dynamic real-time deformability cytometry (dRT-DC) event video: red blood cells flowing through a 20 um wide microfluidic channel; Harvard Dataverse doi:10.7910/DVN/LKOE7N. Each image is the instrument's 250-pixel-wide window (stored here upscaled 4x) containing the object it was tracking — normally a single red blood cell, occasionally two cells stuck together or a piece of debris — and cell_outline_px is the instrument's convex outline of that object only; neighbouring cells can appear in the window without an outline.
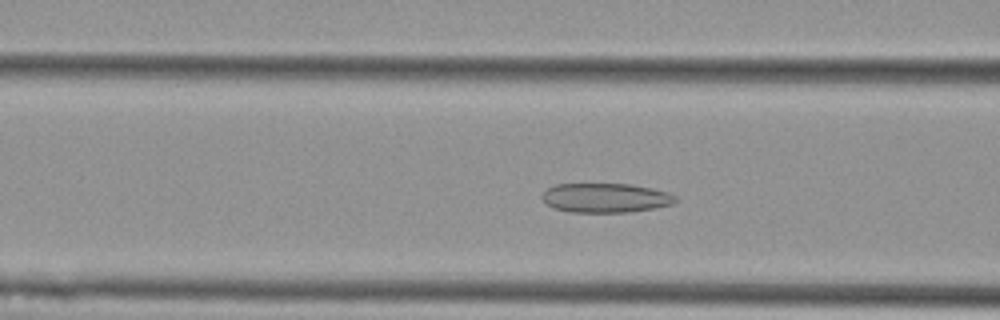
{"species": "Egyptian fruit bat (a non-hibernating species)", "species_latin": "Rousettus aegyptiacus", "temperature_condition": "cold", "stored_images_in_passage": 50, "camera_frame_rate_fps": 3000, "um_per_image_px": 0.085, "animal": {"sex": "female"}, "frame": {"image": 1, "passage_image": 17, "time_ms": 5.333, "image_size_px": [1000, 320], "cell_outline_px": [[676, 200], [672, 204], [656, 208], [628, 212], [568, 212], [552, 208], [544, 204], [540, 196], [548, 188], [556, 184], [632, 184], [652, 188], [668, 192], [676, 196]], "centroid_in_image_um": [51.43, 16.82], "position_along_channel_um": 115.2, "area_um2": 23.06}}
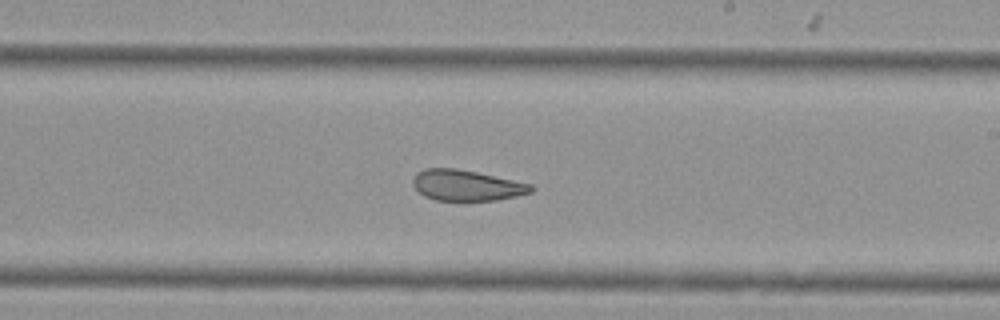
{"frame": {"image": 2, "passage_image": 28, "time_ms": 9.0, "image_size_px": [1000, 320], "cell_outline_px": [[536, 188], [532, 192], [516, 196], [496, 200], [436, 200], [424, 196], [412, 184], [412, 180], [416, 172], [424, 168], [456, 168], [476, 172], [532, 184]], "centroid_in_image_um": [39.65, 15.75], "position_along_channel_um": 249.3, "area_um2": 21.15}}
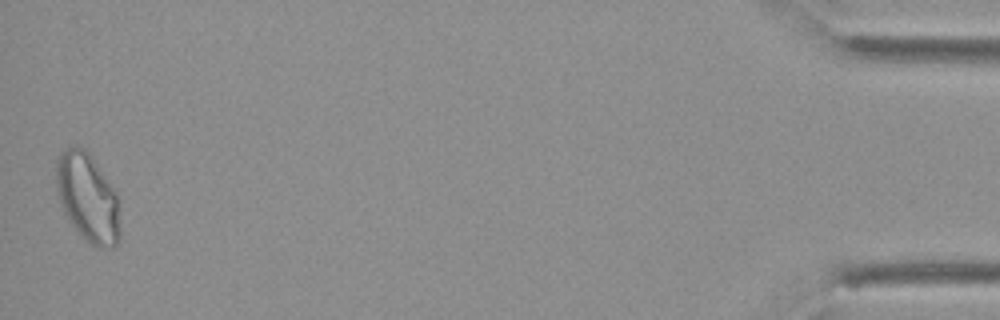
{"frame": {"image": 3, "passage_image": 50, "time_ms": 16.333, "image_size_px": [1000, 320], "cell_outline_px": [[120, 240], [112, 248], [96, 248], [84, 240], [80, 236], [68, 220], [60, 204], [56, 188], [56, 156], [60, 152], [72, 144], [76, 144], [84, 148], [92, 156], [116, 192], [120, 228]], "centroid_in_image_um": [7.43, 16.8], "position_along_channel_um": 427.8, "area_um2": 33.58}, "authors_computed_cell_mechanics": {"area_um2": 25.8944, "velocity_mm_per_s": 3.6698, "shape_relaxation_time_tau1_ms": null, "shape_relaxation_time_tau2_ms": 3.0976, "deformation_change_tau1": null, "deformation_change_tau2": 0.095}}